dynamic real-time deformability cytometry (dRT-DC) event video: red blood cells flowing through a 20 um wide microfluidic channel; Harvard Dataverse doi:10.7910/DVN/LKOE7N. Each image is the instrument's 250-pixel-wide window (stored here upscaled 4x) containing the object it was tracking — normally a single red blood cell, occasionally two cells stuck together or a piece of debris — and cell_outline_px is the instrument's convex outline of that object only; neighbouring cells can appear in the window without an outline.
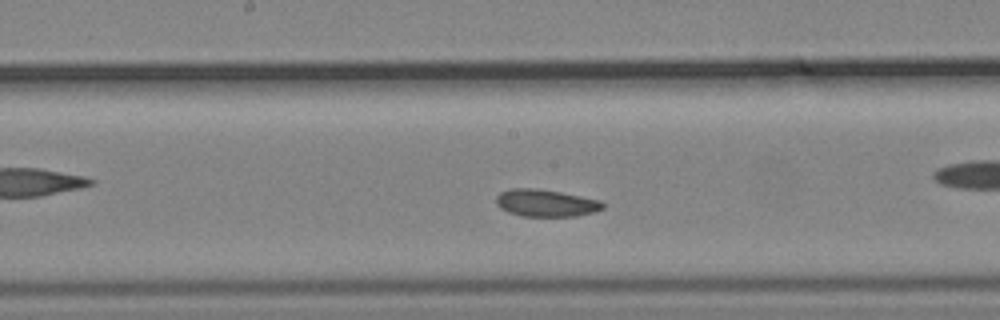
{"species": "common noctule bat (a hibernating species)", "species_latin": "Nyctalus noctula", "temperature_condition": "cold", "stored_images_in_passage": 48, "camera_frame_rate_fps": 3000, "um_per_image_px": 0.085, "animal": {"sex": "male", "body_mass_g": 19.2, "forearm_length_mm": 51.8}, "frame": {"image": 1, "passage_image": 21, "time_ms": 6.667, "image_size_px": [1000, 320], "cell_outline_px": [[604, 208], [596, 212], [576, 216], [520, 216], [508, 212], [500, 208], [496, 204], [496, 196], [500, 192], [508, 188], [536, 188], [560, 192], [600, 200], [604, 204]], "centroid_in_image_um": [46.37, 17.25], "position_along_channel_um": 201.8, "area_um2": 17.05}}
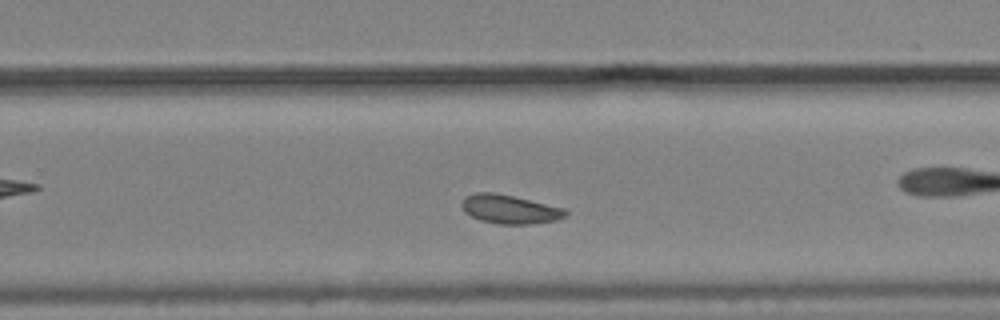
{"frame": {"image": 2, "passage_image": 28, "time_ms": 9.0, "image_size_px": [1000, 320], "cell_outline_px": [[568, 212], [564, 216], [556, 220], [528, 224], [500, 224], [480, 220], [464, 212], [460, 204], [468, 196], [476, 192], [492, 192], [512, 196], [564, 208]], "centroid_in_image_um": [43.3, 17.79], "position_along_channel_um": 286.5, "area_um2": 17.11}, "authors_computed_cell_mechanics": {"area_um2": 17.6001, "velocity_mm_per_s": 3.652, "shape_relaxation_time_tau1_ms": 3.2356, "shape_relaxation_time_tau2_ms": 2.0974, "deformation_change_tau1": 0.0574, "deformation_change_tau2": 0.0627}}